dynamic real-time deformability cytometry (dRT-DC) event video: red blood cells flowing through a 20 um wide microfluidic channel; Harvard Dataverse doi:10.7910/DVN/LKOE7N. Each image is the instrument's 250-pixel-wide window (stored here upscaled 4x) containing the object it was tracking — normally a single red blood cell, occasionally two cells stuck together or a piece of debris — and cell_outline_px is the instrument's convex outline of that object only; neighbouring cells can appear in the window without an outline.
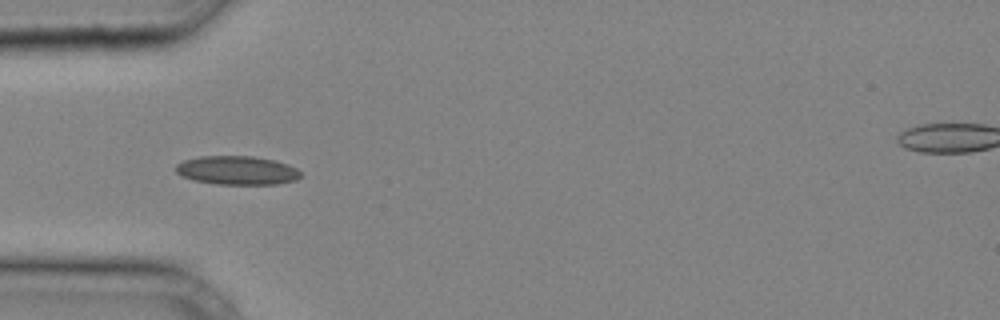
{"species": "common noctule bat (a hibernating species)", "species_latin": "Nyctalus noctula", "temperature_condition": "cold", "stored_images_in_passage": 27, "camera_frame_rate_fps": 3000, "um_per_image_px": 0.085, "animal": {"sex": "male", "body_mass_g": 20.4}, "frame": {"image": 1, "passage_image": 1, "time_ms": 0.0, "image_size_px": [1000, 320], "cell_outline_px": [[300, 176], [296, 180], [276, 184], [216, 184], [192, 180], [180, 176], [176, 172], [176, 164], [184, 160], [200, 156], [252, 156], [276, 160], [288, 164], [296, 168], [300, 172]], "centroid_in_image_um": [20.13, 14.48], "position_along_channel_um": 64.9, "area_um2": 21.04}}
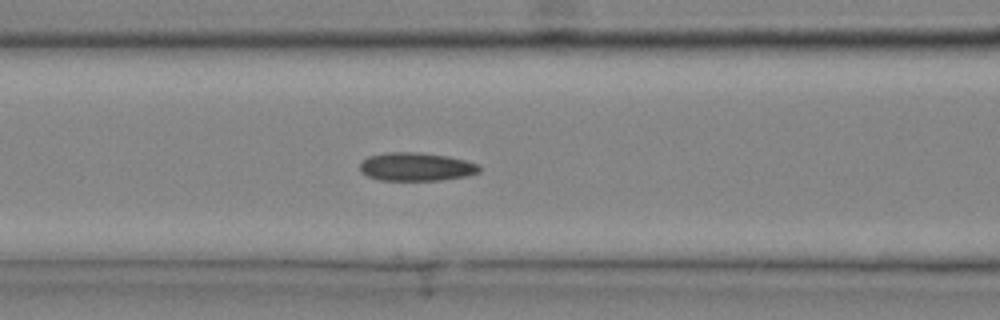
{"frame": {"image": 2, "passage_image": 5, "time_ms": 1.333, "image_size_px": [1000, 320], "cell_outline_px": [[480, 172], [468, 176], [440, 180], [380, 180], [368, 176], [360, 168], [360, 164], [368, 156], [384, 152], [420, 152], [448, 156], [480, 164]], "centroid_in_image_um": [35.41, 14.17], "position_along_channel_um": 131.2, "area_um2": 19.77}}
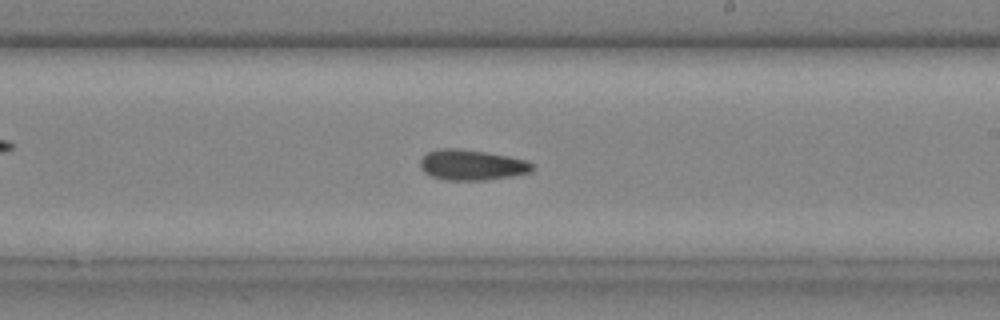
{"frame": {"image": 3, "passage_image": 12, "time_ms": 3.667, "image_size_px": [1000, 320], "cell_outline_px": [[536, 168], [532, 172], [484, 180], [444, 180], [432, 176], [424, 172], [420, 168], [420, 160], [428, 152], [440, 148], [460, 148], [508, 156], [524, 160], [532, 164]], "centroid_in_image_um": [40.08, 14.02], "position_along_channel_um": 248.9, "area_um2": 19.83}}